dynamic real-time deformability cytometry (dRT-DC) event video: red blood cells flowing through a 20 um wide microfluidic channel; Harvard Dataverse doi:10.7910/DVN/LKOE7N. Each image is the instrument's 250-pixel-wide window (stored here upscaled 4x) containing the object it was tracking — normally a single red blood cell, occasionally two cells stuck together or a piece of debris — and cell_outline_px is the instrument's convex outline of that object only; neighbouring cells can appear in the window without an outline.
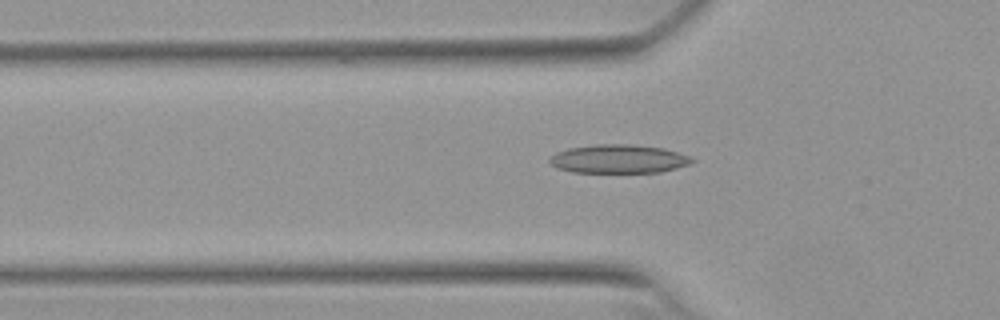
{"species": "Egyptian fruit bat (a non-hibernating species)", "species_latin": "Rousettus aegyptiacus", "temperature_condition": "warm", "stored_images_in_passage": 39, "camera_frame_rate_fps": 3000, "um_per_image_px": 0.085, "animal": {"sex": "female"}, "frame": {"image": 1, "passage_image": 4, "time_ms": 1.0, "image_size_px": [1000, 320], "cell_outline_px": [[696, 160], [692, 164], [660, 172], [572, 172], [556, 168], [548, 160], [556, 152], [568, 148], [596, 144], [628, 144], [664, 148], [688, 156]], "centroid_in_image_um": [52.58, 13.51], "position_along_channel_um": 73.2, "area_um2": 23.7}}
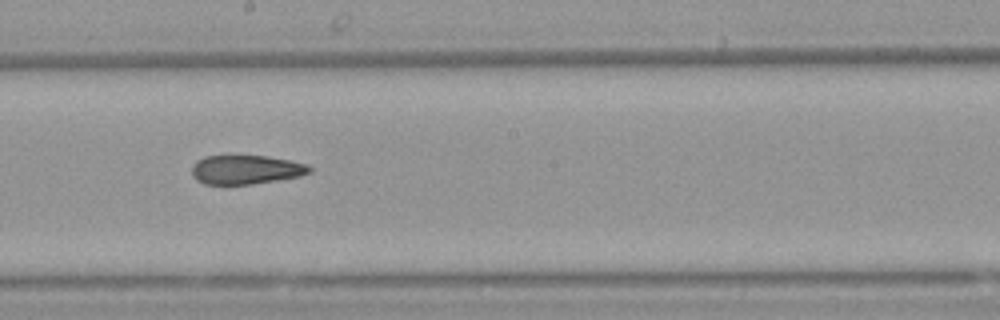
{"frame": {"image": 2, "passage_image": 16, "time_ms": 5.0, "image_size_px": [1000, 320], "cell_outline_px": [[312, 172], [300, 176], [252, 184], [204, 184], [196, 180], [192, 176], [192, 164], [196, 160], [204, 156], [268, 156], [308, 164], [312, 168]], "centroid_in_image_um": [20.89, 14.42], "position_along_channel_um": 227.3, "area_um2": 20.0}}
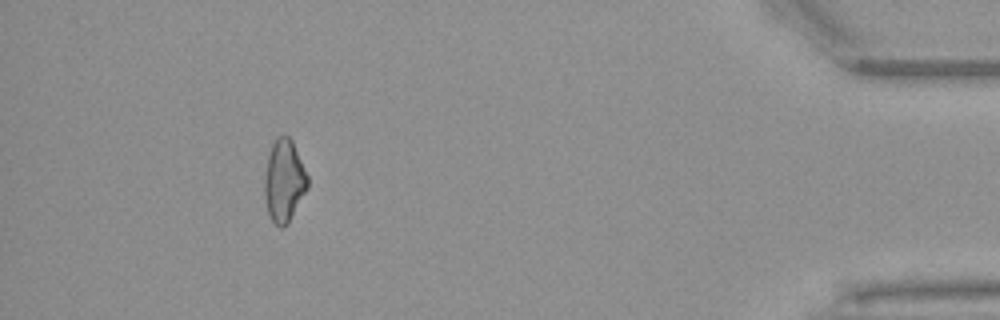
{"frame": {"image": 3, "passage_image": 35, "time_ms": 11.333, "image_size_px": [1000, 320], "cell_outline_px": [[308, 188], [288, 224], [284, 228], [280, 228], [272, 220], [268, 212], [264, 196], [264, 176], [268, 156], [272, 144], [276, 136], [288, 136], [292, 140], [308, 176]], "centroid_in_image_um": [24.14, 15.38], "position_along_channel_um": 411.1, "area_um2": 20.75}}